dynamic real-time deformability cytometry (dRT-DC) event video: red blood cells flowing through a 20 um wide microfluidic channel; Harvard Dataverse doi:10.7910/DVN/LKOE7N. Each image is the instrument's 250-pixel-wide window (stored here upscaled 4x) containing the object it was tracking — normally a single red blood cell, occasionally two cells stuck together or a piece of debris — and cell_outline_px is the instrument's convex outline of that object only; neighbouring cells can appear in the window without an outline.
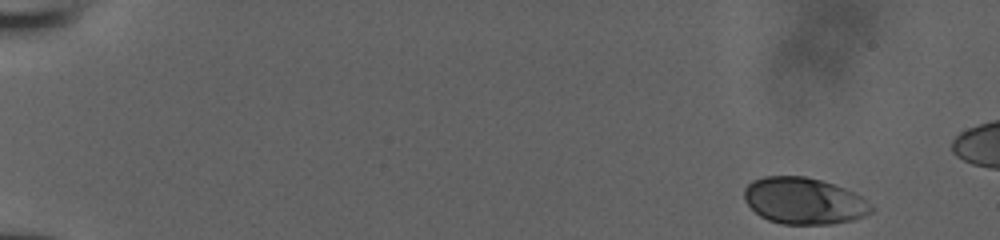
{"species": "human", "species_latin": "Homo sapiens", "temperature_condition": "room temperature", "stored_images_in_passage": 49, "camera_frame_rate_fps": 3000, "um_per_image_px": 0.085, "donor": {"sex": "male"}, "frame": {"image": 1, "passage_image": 1, "time_ms": 0.0, "image_size_px": [1000, 240], "cell_outline_px": [[876, 208], [872, 212], [864, 216], [852, 220], [832, 224], [784, 224], [768, 220], [760, 216], [744, 200], [744, 188], [752, 180], [764, 176], [804, 176], [820, 180], [844, 188], [860, 196], [872, 204]], "centroid_in_image_um": [68.34, 17.08], "position_along_channel_um": 16.7, "area_um2": 34.51}}
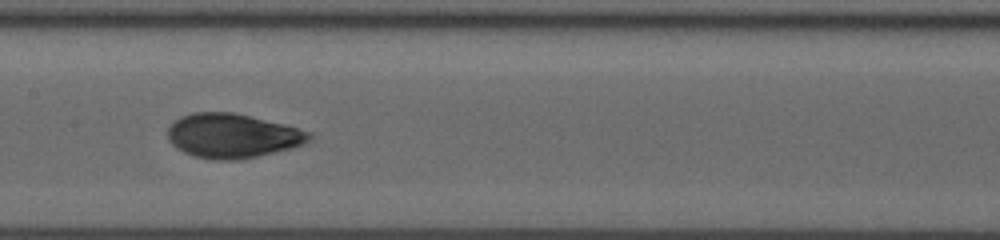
{"frame": {"image": 2, "passage_image": 25, "time_ms": 8.0, "image_size_px": [1000, 240], "cell_outline_px": [[312, 140], [304, 144], [292, 148], [240, 160], [212, 160], [192, 156], [184, 152], [172, 144], [168, 140], [168, 128], [172, 120], [180, 116], [192, 112], [236, 112], [284, 124], [312, 132]], "centroid_in_image_um": [19.75, 11.53], "position_along_channel_um": 187.6, "area_um2": 37.05}}
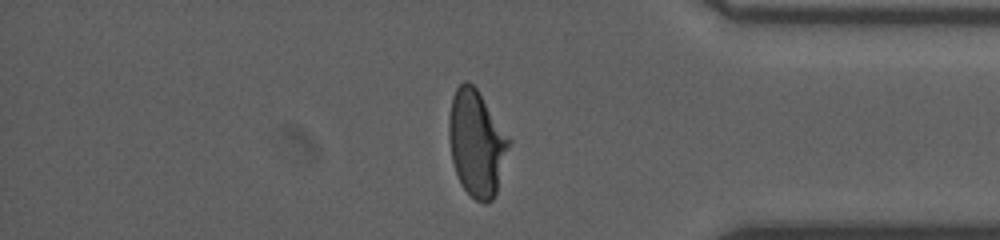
{"frame": {"image": 3, "passage_image": 41, "time_ms": 13.333, "image_size_px": [1000, 240], "cell_outline_px": [[512, 144], [496, 192], [492, 200], [484, 204], [476, 200], [460, 184], [452, 160], [448, 136], [448, 116], [452, 96], [456, 88], [464, 80], [468, 80], [476, 88], [512, 140]], "centroid_in_image_um": [40.52, 12.16], "position_along_channel_um": 394.7, "area_um2": 37.45}}